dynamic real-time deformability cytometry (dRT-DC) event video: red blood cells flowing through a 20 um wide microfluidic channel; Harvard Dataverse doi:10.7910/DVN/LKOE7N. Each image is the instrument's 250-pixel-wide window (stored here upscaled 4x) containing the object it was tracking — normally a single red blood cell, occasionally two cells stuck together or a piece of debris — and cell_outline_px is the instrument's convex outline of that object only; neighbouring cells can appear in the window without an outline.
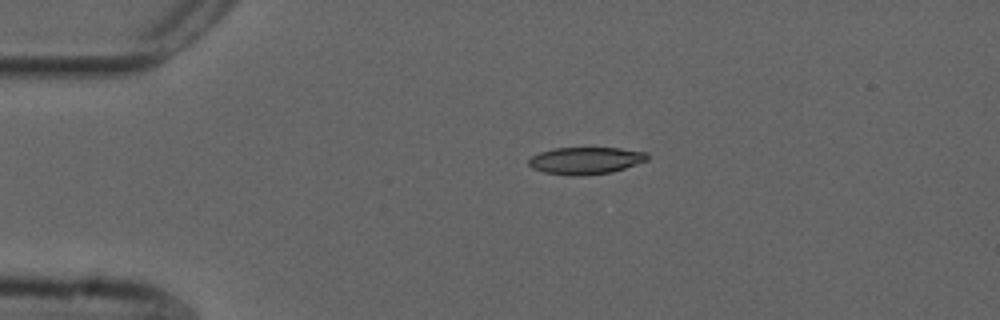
{"species": "common noctule bat (a hibernating species)", "species_latin": "Nyctalus noctula", "temperature_condition": "cold", "stored_images_in_passage": 36, "camera_frame_rate_fps": 3000, "um_per_image_px": 0.085, "animal": {"sex": "male", "forearm_length_mm": 52.5}, "frame": {"image": 1, "passage_image": 1, "time_ms": 0.0, "image_size_px": [1000, 320], "cell_outline_px": [[648, 160], [612, 172], [584, 176], [572, 176], [544, 172], [532, 168], [528, 164], [528, 160], [532, 156], [540, 152], [552, 148], [620, 148], [648, 152]], "centroid_in_image_um": [49.78, 13.65], "position_along_channel_um": 35.2, "area_um2": 18.84}}
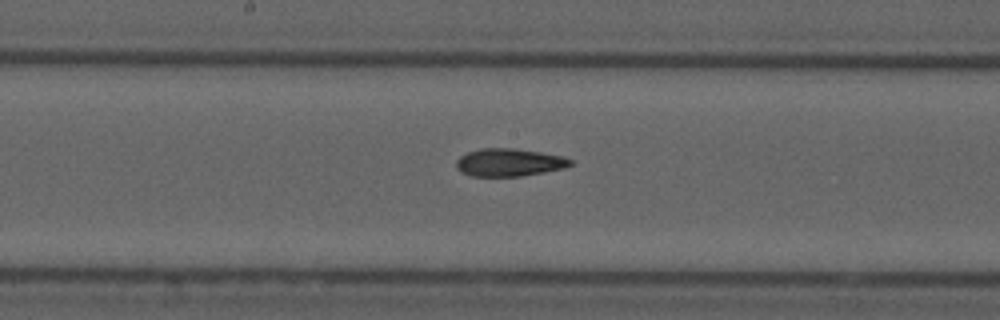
{"frame": {"image": 2, "passage_image": 18, "time_ms": 5.667, "image_size_px": [1000, 320], "cell_outline_px": [[572, 164], [564, 168], [544, 172], [520, 176], [472, 176], [460, 172], [456, 168], [456, 160], [460, 156], [468, 152], [480, 148], [512, 148], [540, 152], [560, 156], [572, 160]], "centroid_in_image_um": [43.23, 13.81], "position_along_channel_um": 205.0, "area_um2": 18.38}}
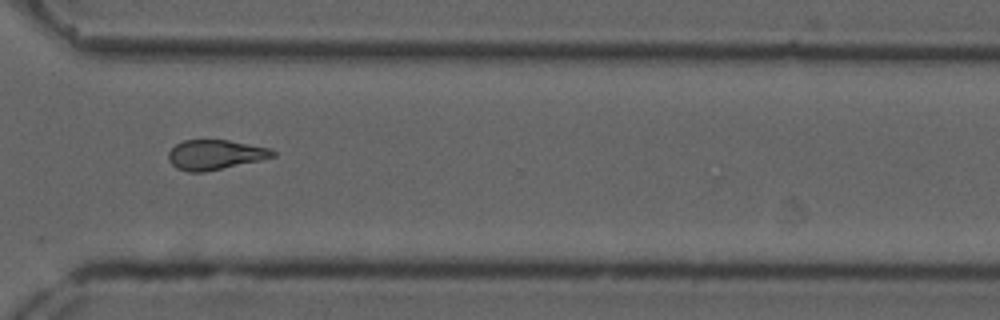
{"frame": {"image": 3, "passage_image": 30, "time_ms": 9.667, "image_size_px": [1000, 320], "cell_outline_px": [[276, 156], [260, 160], [204, 172], [188, 172], [176, 168], [168, 160], [168, 152], [176, 144], [184, 140], [228, 140], [268, 148], [276, 152]], "centroid_in_image_um": [18.26, 13.15], "position_along_channel_um": 352.3, "area_um2": 17.98}, "authors_computed_cell_mechanics": {"area_um2": 18.5538, "velocity_mm_per_s": 3.691, "shape_relaxation_time_tau1_ms": 7.7616, "shape_relaxation_time_tau2_ms": 2.6527, "deformation_change_tau1": 0.1856, "deformation_change_tau2": 0.1018}}